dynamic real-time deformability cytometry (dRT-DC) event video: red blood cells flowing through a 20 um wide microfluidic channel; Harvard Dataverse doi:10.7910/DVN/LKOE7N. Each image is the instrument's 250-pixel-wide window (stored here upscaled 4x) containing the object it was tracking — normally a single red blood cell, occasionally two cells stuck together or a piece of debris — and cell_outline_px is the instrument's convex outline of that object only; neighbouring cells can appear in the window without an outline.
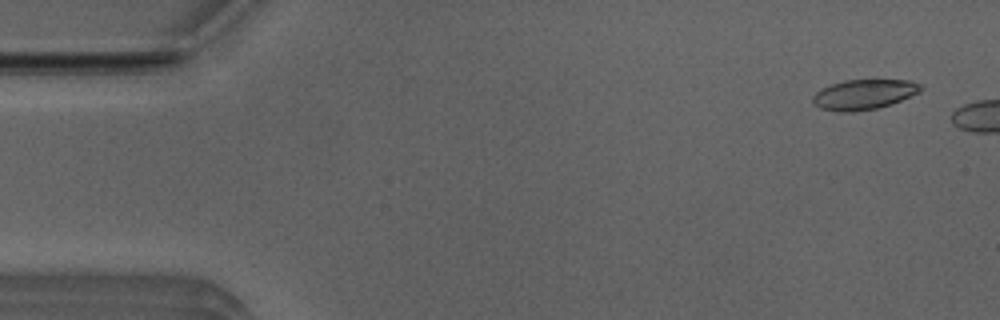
{"species": "Egyptian fruit bat (a non-hibernating species)", "species_latin": "Rousettus aegyptiacus", "temperature_condition": "room temperature", "stored_images_in_passage": 7, "camera_frame_rate_fps": 3000, "um_per_image_px": 0.085, "animal": {"sex": "male"}, "frame": {"image": 1, "passage_image": 3, "time_ms": 0.667, "image_size_px": [1000, 320], "cell_outline_px": [[924, 88], [920, 92], [900, 100], [876, 108], [852, 112], [836, 112], [820, 108], [812, 100], [812, 96], [820, 88], [844, 80], [908, 80], [920, 84]], "centroid_in_image_um": [73.4, 8.02], "position_along_channel_um": 11.6, "area_um2": 18.79}}